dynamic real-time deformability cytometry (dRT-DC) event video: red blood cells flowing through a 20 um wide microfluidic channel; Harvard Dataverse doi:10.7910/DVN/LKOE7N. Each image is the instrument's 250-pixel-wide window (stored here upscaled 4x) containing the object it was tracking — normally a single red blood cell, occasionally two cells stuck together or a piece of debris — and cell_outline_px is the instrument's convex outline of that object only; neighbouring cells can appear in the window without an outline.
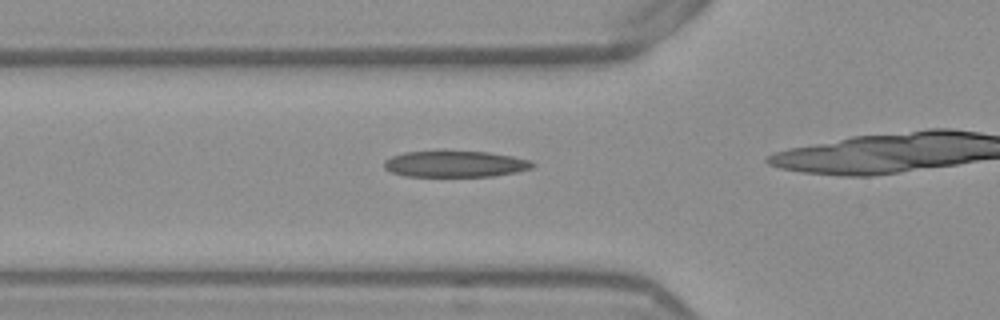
{"species": "Egyptian fruit bat (a non-hibernating species)", "species_latin": "Rousettus aegyptiacus", "temperature_condition": "warm", "stored_images_in_passage": 38, "camera_frame_rate_fps": 3000, "um_per_image_px": 0.085, "frame": {"image": 1, "passage_image": 14, "time_ms": 4.333, "image_size_px": [1000, 320], "cell_outline_px": [[536, 164], [532, 168], [516, 172], [492, 176], [404, 176], [392, 172], [384, 168], [384, 160], [392, 156], [404, 152], [440, 148], [488, 152], [512, 156], [532, 160]], "centroid_in_image_um": [38.66, 13.89], "position_along_channel_um": 87.1, "area_um2": 23.7}}
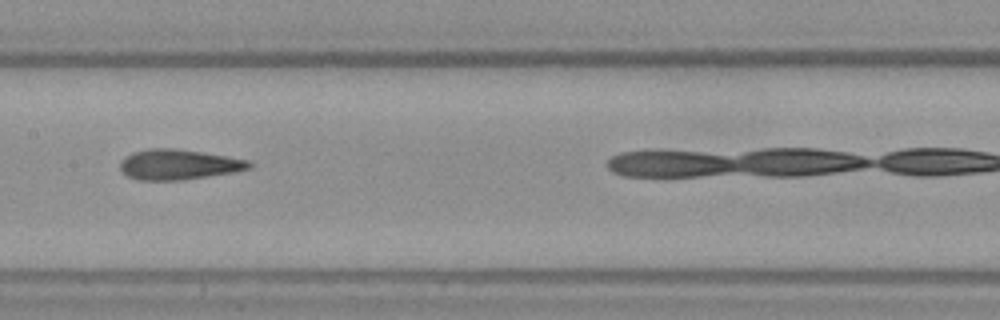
{"frame": {"image": 2, "passage_image": 22, "time_ms": 7.0, "image_size_px": [1000, 320], "cell_outline_px": [[252, 168], [236, 172], [184, 180], [136, 180], [120, 172], [120, 160], [124, 156], [132, 152], [148, 148], [176, 148], [248, 160], [252, 164]], "centroid_in_image_um": [15.13, 13.99], "position_along_channel_um": 192.3, "area_um2": 23.0}}
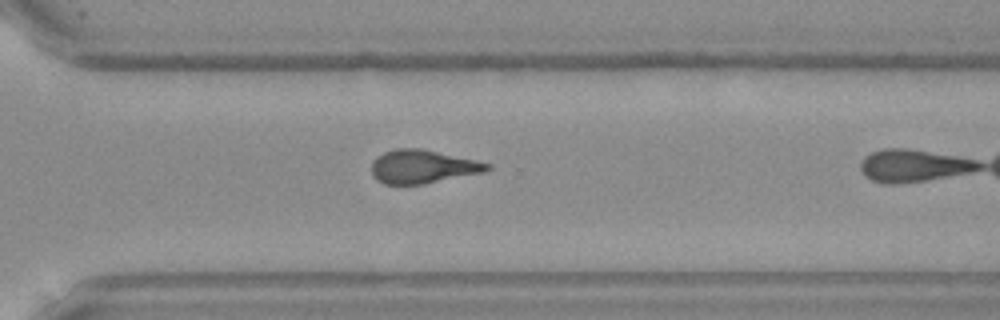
{"frame": {"image": 3, "passage_image": 33, "time_ms": 10.667, "image_size_px": [1000, 320], "cell_outline_px": [[492, 168], [484, 172], [424, 184], [384, 184], [376, 180], [372, 176], [372, 160], [376, 156], [384, 152], [396, 148], [420, 148], [476, 160], [492, 164]], "centroid_in_image_um": [35.91, 14.16], "position_along_channel_um": 334.7, "area_um2": 22.66}}